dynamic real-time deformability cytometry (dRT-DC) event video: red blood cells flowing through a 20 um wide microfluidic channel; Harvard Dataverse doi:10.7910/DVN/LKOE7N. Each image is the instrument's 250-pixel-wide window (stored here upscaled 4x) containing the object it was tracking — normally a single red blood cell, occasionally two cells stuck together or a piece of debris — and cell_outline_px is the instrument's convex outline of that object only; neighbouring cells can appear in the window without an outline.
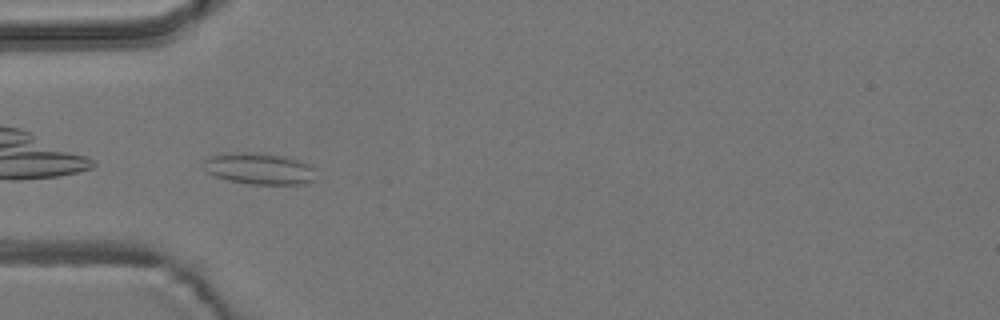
{"species": "common noctule bat (a hibernating species)", "species_latin": "Nyctalus noctula", "temperature_condition": "room temperature", "stored_images_in_passage": 4, "camera_frame_rate_fps": 3000, "um_per_image_px": 0.085, "animal": {"sex": "male", "body_mass_g": 19.2, "forearm_length_mm": 51.8}, "frame": {"image": 1, "passage_image": 4, "time_ms": 3.333, "image_size_px": [1000, 320], "cell_outline_px": [[316, 180], [304, 184], [252, 184], [228, 180], [216, 176], [208, 172], [204, 168], [204, 160], [212, 156], [228, 152], [256, 152], [284, 156], [300, 160], [312, 164], [316, 168]], "centroid_in_image_um": [22.13, 14.33], "position_along_channel_um": 62.9, "area_um2": 20.92}}